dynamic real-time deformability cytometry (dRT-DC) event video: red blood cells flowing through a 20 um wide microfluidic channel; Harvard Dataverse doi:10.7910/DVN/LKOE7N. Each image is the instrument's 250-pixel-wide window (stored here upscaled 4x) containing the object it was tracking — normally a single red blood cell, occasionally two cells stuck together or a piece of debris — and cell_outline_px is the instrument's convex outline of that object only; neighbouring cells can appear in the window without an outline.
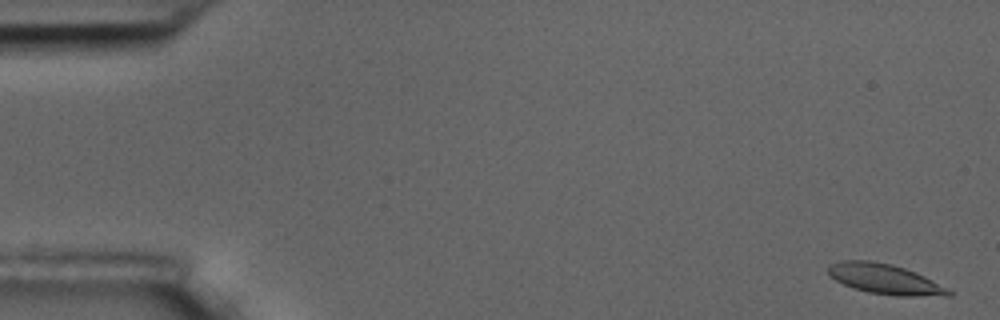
{"species": "common noctule bat (a hibernating species)", "species_latin": "Nyctalus noctula", "temperature_condition": "room temperature", "stored_images_in_passage": 58, "camera_frame_rate_fps": 3000, "um_per_image_px": 0.085, "animal": {"sex": "male", "body_mass_g": 17.5, "forearm_length_mm": 52.3}, "frame": {"image": 1, "passage_image": 2, "time_ms": 0.333, "image_size_px": [1000, 320], "cell_outline_px": [[956, 292], [952, 296], [896, 296], [868, 292], [852, 288], [836, 280], [828, 272], [828, 264], [840, 260], [872, 260], [892, 264], [916, 272]], "centroid_in_image_um": [75.25, 23.72], "position_along_channel_um": 9.8, "area_um2": 21.39}}
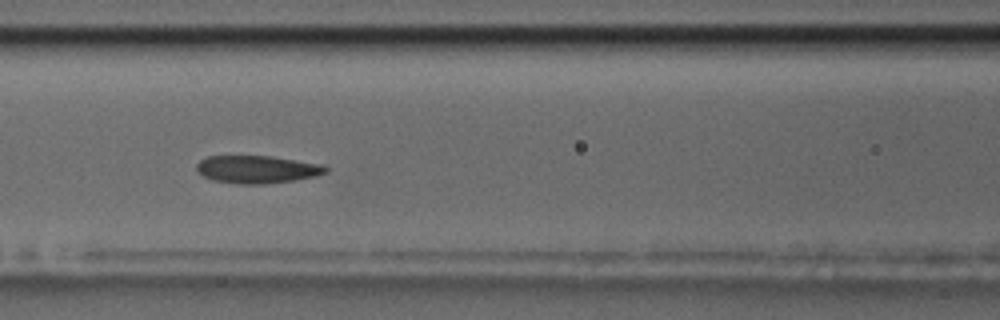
{"frame": {"image": 2, "passage_image": 25, "time_ms": 8.0, "image_size_px": [1000, 320], "cell_outline_px": [[328, 172], [316, 176], [296, 180], [264, 184], [240, 184], [212, 180], [204, 176], [196, 168], [196, 164], [200, 160], [208, 156], [268, 156], [324, 164], [328, 168]], "centroid_in_image_um": [21.89, 14.4], "position_along_channel_um": 144.7, "area_um2": 20.87}}
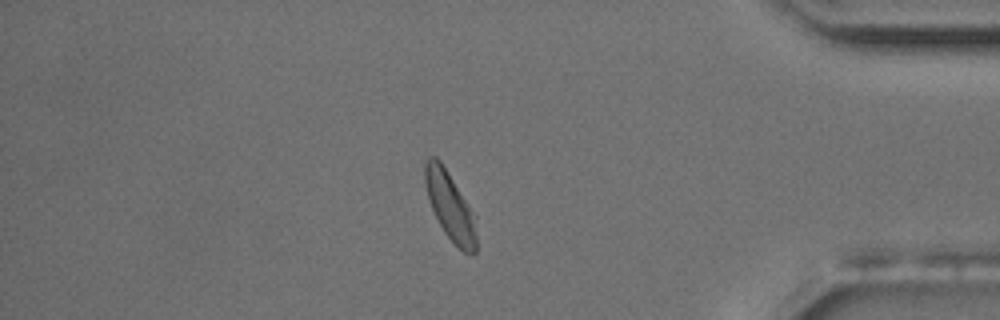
{"frame": {"image": 3, "passage_image": 49, "time_ms": 16.0, "image_size_px": [1000, 320], "cell_outline_px": [[476, 252], [464, 252], [444, 232], [428, 200], [424, 180], [424, 164], [428, 156], [436, 156], [440, 160], [476, 216]], "centroid_in_image_um": [38.24, 17.47], "position_along_channel_um": 397.0, "area_um2": 20.17}, "authors_computed_cell_mechanics": {"area_um2": 20.9814, "velocity_mm_per_s": 3.5539, "shape_relaxation_time_tau1_ms": 6.5864, "shape_relaxation_time_tau2_ms": 1.9309, "deformation_change_tau1": 0.1503, "deformation_change_tau2": 0.0748}}